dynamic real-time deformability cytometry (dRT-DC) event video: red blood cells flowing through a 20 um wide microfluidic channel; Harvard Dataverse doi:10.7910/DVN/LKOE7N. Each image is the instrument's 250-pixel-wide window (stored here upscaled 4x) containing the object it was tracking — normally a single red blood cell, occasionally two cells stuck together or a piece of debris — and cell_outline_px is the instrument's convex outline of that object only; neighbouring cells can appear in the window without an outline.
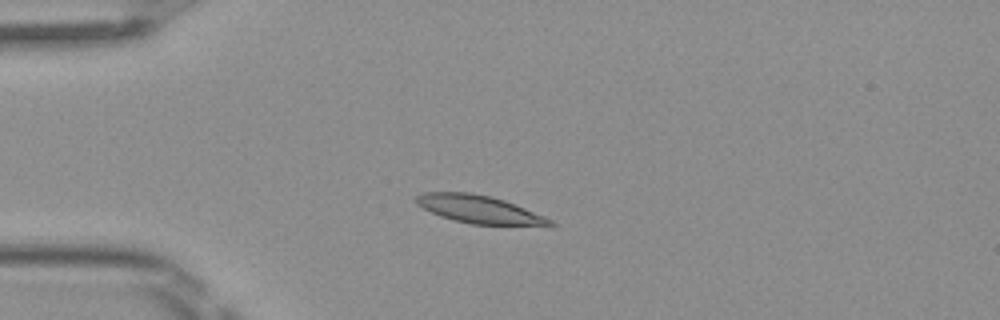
{"species": "Egyptian fruit bat (a non-hibernating species)", "species_latin": "Rousettus aegyptiacus", "temperature_condition": "room temperature", "stored_images_in_passage": 5, "camera_frame_rate_fps": 3000, "um_per_image_px": 0.085, "frame": {"image": 1, "passage_image": 3, "time_ms": 0.667, "image_size_px": [1000, 320], "cell_outline_px": [[556, 224], [552, 228], [472, 224], [452, 220], [440, 216], [416, 204], [416, 196], [420, 192], [472, 192], [492, 196], [504, 200], [544, 216], [552, 220]], "centroid_in_image_um": [40.85, 17.83], "position_along_channel_um": 44.2, "area_um2": 22.48}}
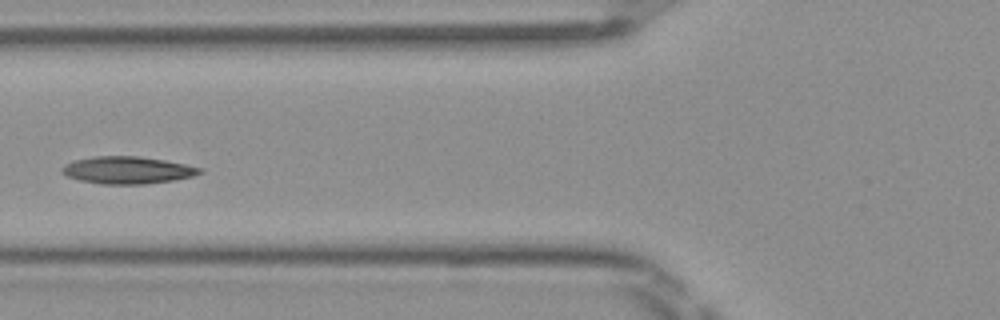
{"frame": {"image": 2, "passage_image": 5, "time_ms": 1.333, "image_size_px": [1000, 320], "cell_outline_px": [[204, 172], [192, 176], [172, 180], [144, 184], [104, 184], [80, 180], [68, 176], [60, 172], [60, 168], [64, 164], [76, 160], [96, 156], [140, 156], [164, 160], [204, 168]], "centroid_in_image_um": [10.84, 14.45], "position_along_channel_um": 115.0, "area_um2": 21.79}}